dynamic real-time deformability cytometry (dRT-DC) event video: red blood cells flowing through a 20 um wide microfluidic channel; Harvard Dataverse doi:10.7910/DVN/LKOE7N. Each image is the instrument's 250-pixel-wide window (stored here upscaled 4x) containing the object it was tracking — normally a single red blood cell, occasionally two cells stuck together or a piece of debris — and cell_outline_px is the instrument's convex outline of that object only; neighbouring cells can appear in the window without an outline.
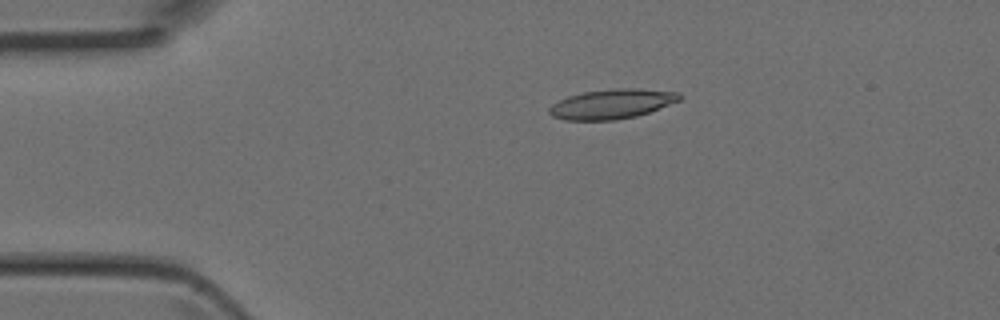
{"species": "Egyptian fruit bat (a non-hibernating species)", "species_latin": "Rousettus aegyptiacus", "temperature_condition": "room temperature", "stored_images_in_passage": 2, "camera_frame_rate_fps": 3000, "um_per_image_px": 0.085, "animal": {"sex": "female"}, "frame": {"image": 1, "passage_image": 1, "time_ms": 0.0, "image_size_px": [1000, 320], "cell_outline_px": [[680, 100], [648, 112], [636, 116], [616, 120], [564, 120], [552, 116], [548, 112], [548, 108], [552, 104], [568, 96], [584, 92], [620, 88], [636, 88], [680, 92]], "centroid_in_image_um": [51.98, 8.84], "position_along_channel_um": 33.0, "area_um2": 22.37}}